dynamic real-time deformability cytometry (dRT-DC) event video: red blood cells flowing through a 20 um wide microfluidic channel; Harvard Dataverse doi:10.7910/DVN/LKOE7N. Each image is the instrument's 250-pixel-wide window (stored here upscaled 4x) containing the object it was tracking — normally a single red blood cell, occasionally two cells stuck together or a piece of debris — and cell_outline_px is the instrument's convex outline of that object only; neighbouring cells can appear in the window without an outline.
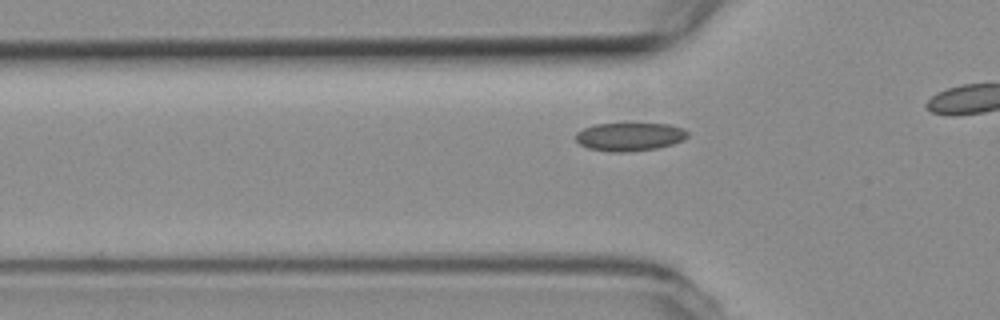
{"species": "common noctule bat (a hibernating species)", "species_latin": "Nyctalus noctula", "temperature_condition": "room temperature", "stored_images_in_passage": 38, "camera_frame_rate_fps": 3000, "um_per_image_px": 0.085, "animal": {"sex": "female", "body_mass_g": 19.3, "forearm_length_mm": 54.1}, "frame": {"image": 1, "passage_image": 13, "time_ms": 4.0, "image_size_px": [1000, 320], "cell_outline_px": [[688, 136], [684, 140], [672, 144], [656, 148], [628, 152], [608, 152], [588, 148], [580, 144], [576, 140], [576, 132], [592, 124], [668, 124], [684, 128], [688, 132]], "centroid_in_image_um": [53.52, 11.62], "position_along_channel_um": 72.3, "area_um2": 18.5}}
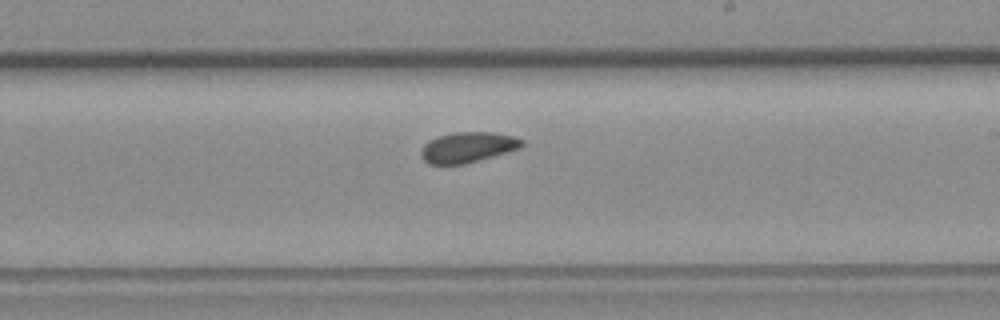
{"frame": {"image": 2, "passage_image": 27, "time_ms": 8.667, "image_size_px": [1000, 320], "cell_outline_px": [[524, 144], [520, 148], [464, 164], [428, 164], [420, 156], [420, 152], [424, 144], [428, 140], [452, 132], [492, 132], [516, 136], [524, 140]], "centroid_in_image_um": [39.75, 12.51], "position_along_channel_um": 249.2, "area_um2": 17.92}}
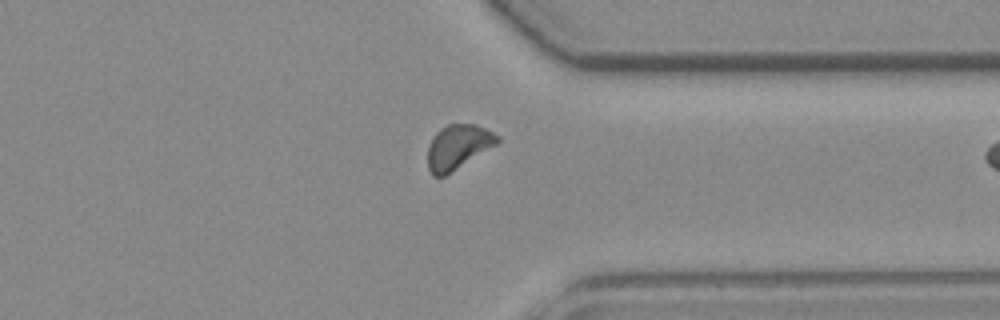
{"frame": {"image": 3, "passage_image": 37, "time_ms": 12.0, "image_size_px": [1000, 320], "cell_outline_px": [[500, 140], [496, 144], [444, 176], [432, 176], [428, 168], [428, 144], [436, 132], [440, 128], [448, 124], [476, 124], [500, 136]], "centroid_in_image_um": [38.9, 12.47], "position_along_channel_um": 372.5, "area_um2": 17.8}}